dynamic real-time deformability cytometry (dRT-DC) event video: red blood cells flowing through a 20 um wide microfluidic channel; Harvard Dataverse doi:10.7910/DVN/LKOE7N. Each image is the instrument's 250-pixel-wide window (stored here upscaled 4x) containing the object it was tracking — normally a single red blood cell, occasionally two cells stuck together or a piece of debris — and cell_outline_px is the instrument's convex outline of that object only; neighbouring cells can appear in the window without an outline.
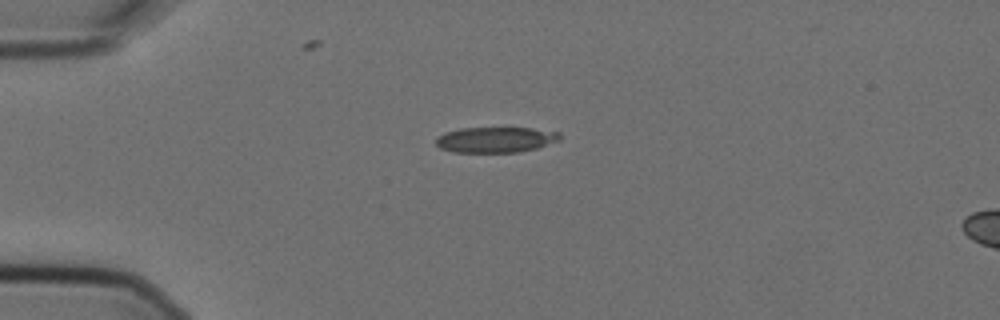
{"species": "Egyptian fruit bat (a non-hibernating species)", "species_latin": "Rousettus aegyptiacus", "temperature_condition": "cold", "stored_images_in_passage": 4, "segment_of_instrument_passage": [1, 2], "camera_frame_rate_fps": 3000, "um_per_image_px": 0.085, "animal": {"sex": "female"}, "frame": {"image": 1, "passage_image": 2, "time_ms": 0.333, "image_size_px": [1000, 320], "cell_outline_px": [[560, 140], [536, 148], [520, 152], [452, 152], [440, 148], [436, 144], [436, 136], [444, 132], [460, 128], [532, 128], [560, 132]], "centroid_in_image_um": [42.1, 11.87], "position_along_channel_um": 42.9, "area_um2": 18.55}}